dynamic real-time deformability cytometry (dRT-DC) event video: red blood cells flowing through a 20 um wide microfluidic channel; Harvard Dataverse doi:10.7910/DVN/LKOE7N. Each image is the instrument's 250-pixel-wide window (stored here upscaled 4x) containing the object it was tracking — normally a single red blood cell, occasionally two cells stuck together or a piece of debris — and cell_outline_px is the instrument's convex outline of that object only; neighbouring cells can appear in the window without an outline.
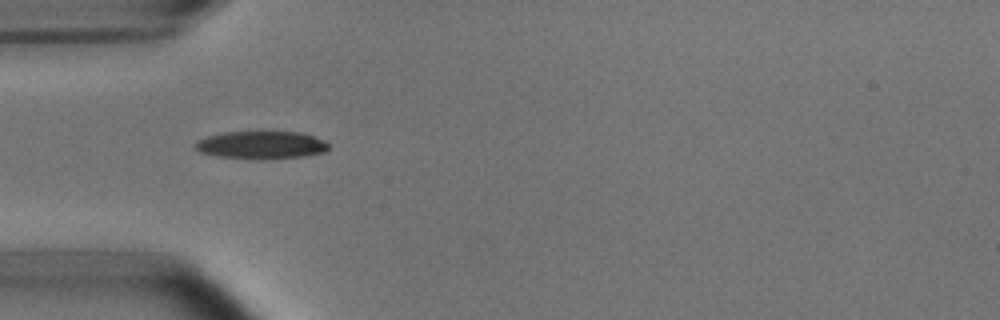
{"species": "common noctule bat (a hibernating species)", "species_latin": "Nyctalus noctula", "temperature_condition": "room temperature", "stored_images_in_passage": 38, "camera_frame_rate_fps": 3000, "um_per_image_px": 0.085, "animal": {"sex": "male", "body_mass_g": 15.6}, "frame": {"image": 1, "passage_image": 1, "time_ms": 0.0, "image_size_px": [1000, 320], "cell_outline_px": [[328, 148], [324, 152], [304, 156], [264, 160], [260, 160], [216, 156], [200, 152], [196, 148], [196, 140], [208, 136], [224, 132], [300, 132], [324, 140], [328, 144]], "centroid_in_image_um": [22.2, 12.34], "position_along_channel_um": 62.8, "area_um2": 21.62}}
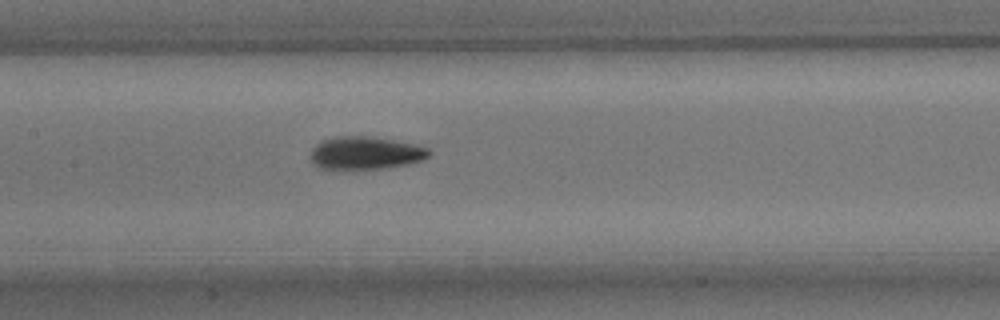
{"frame": {"image": 2, "passage_image": 10, "time_ms": 3.0, "image_size_px": [1000, 320], "cell_outline_px": [[432, 152], [424, 160], [408, 164], [380, 168], [320, 168], [312, 164], [312, 148], [316, 144], [332, 136], [372, 136], [416, 144], [428, 148]], "centroid_in_image_um": [31.1, 12.98], "position_along_channel_um": 176.3, "area_um2": 22.54}}
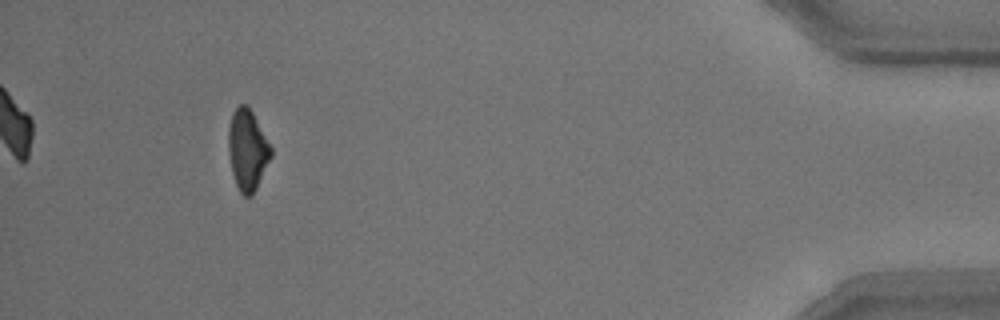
{"frame": {"image": 3, "passage_image": 34, "time_ms": 11.0, "image_size_px": [1000, 320], "cell_outline_px": [[272, 156], [252, 196], [244, 196], [240, 192], [236, 184], [232, 172], [228, 152], [228, 128], [232, 112], [240, 104], [248, 104], [272, 148]], "centroid_in_image_um": [21.02, 12.72], "position_along_channel_um": 414.2, "area_um2": 20.06}, "authors_computed_cell_mechanics": {"area_um2": 21.2704, "velocity_mm_per_s": 3.7943, "shape_relaxation_time_tau1_ms": 3.4603, "shape_relaxation_time_tau2_ms": 3.8268, "deformation_change_tau1": 0.1383, "deformation_change_tau2": 0.1027}}